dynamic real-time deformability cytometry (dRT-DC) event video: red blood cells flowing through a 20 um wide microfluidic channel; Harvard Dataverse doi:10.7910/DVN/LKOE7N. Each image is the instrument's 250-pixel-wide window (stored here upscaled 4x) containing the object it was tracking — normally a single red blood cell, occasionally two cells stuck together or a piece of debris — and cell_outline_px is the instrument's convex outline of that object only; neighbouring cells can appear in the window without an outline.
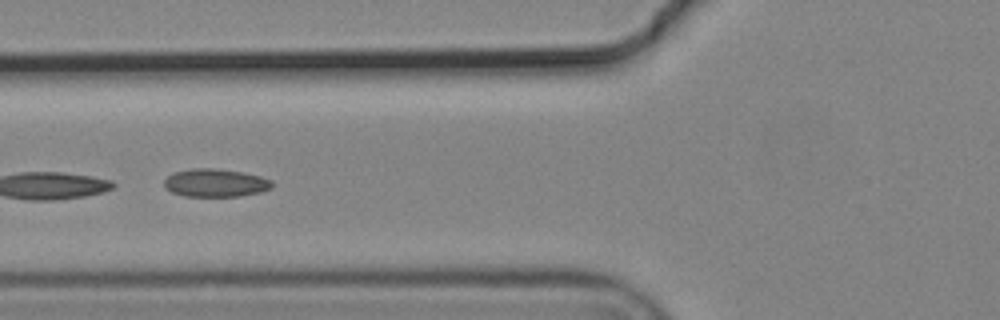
{"species": "common noctule bat (a hibernating species)", "species_latin": "Nyctalus noctula", "temperature_condition": "cold", "stored_images_in_passage": 7, "camera_frame_rate_fps": 3000, "um_per_image_px": 0.085, "animal": {"sex": "male", "body_mass_g": 19.2, "forearm_length_mm": 51.8}, "frame": {"image": 1, "passage_image": 5, "time_ms": 1.333, "image_size_px": [1000, 320], "cell_outline_px": [[272, 188], [260, 192], [240, 196], [184, 196], [172, 192], [164, 188], [164, 180], [172, 172], [192, 168], [216, 168], [244, 172], [260, 176], [272, 180]], "centroid_in_image_um": [18.3, 15.53], "position_along_channel_um": 107.5, "area_um2": 17.8}}
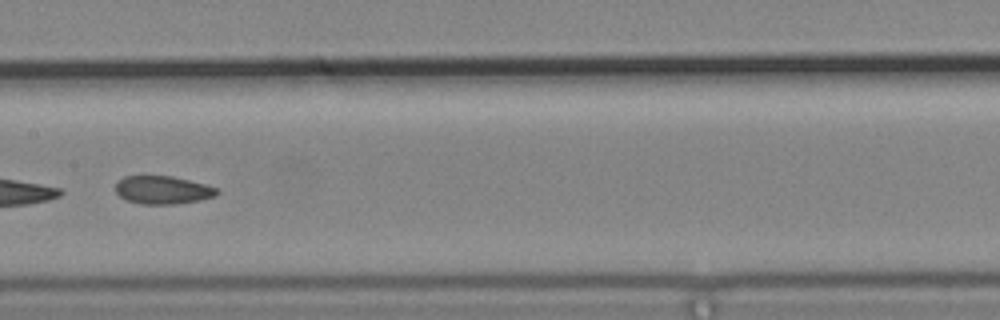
{"frame": {"image": 2, "passage_image": 7, "time_ms": 2.0, "image_size_px": [1000, 320], "cell_outline_px": [[220, 192], [216, 196], [200, 200], [172, 204], [140, 204], [128, 200], [120, 196], [116, 192], [116, 184], [124, 176], [172, 176], [204, 184], [216, 188]], "centroid_in_image_um": [13.84, 16.15], "position_along_channel_um": 193.6, "area_um2": 16.42}}